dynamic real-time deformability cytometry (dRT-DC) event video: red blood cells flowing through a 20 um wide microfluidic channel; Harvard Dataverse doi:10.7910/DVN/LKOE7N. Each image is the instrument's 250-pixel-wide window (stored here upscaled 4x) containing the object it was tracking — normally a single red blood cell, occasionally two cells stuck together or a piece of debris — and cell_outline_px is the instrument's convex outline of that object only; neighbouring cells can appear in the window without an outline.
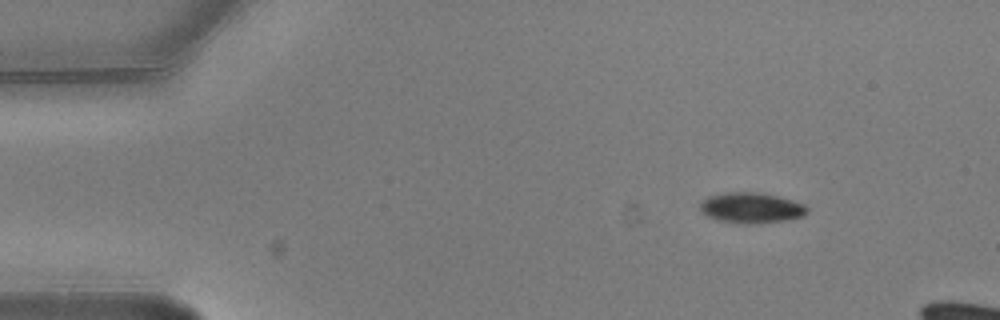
{"species": "common noctule bat (a hibernating species)", "species_latin": "Nyctalus noctula", "temperature_condition": "warm", "stored_images_in_passage": 12, "camera_frame_rate_fps": 3000, "um_per_image_px": 0.085, "animal": {"sex": "male", "body_mass_g": 20.5, "forearm_length_mm": 52.5}, "frame": {"image": 1, "passage_image": 1, "time_ms": 0.0, "image_size_px": [1000, 320], "cell_outline_px": [[808, 212], [804, 216], [784, 220], [752, 224], [748, 224], [716, 220], [700, 212], [700, 204], [708, 196], [724, 192], [760, 192], [780, 196], [804, 204], [808, 208]], "centroid_in_image_um": [63.86, 17.65], "position_along_channel_um": 21.1, "area_um2": 19.19}}
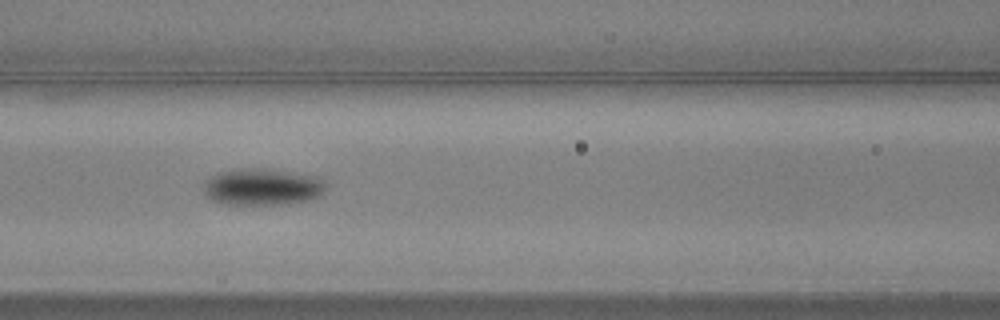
{"frame": {"image": 2, "passage_image": 5, "time_ms": 1.333, "image_size_px": [1000, 320], "cell_outline_px": [[324, 188], [320, 196], [304, 200], [280, 204], [228, 204], [216, 200], [208, 196], [204, 192], [204, 184], [216, 172], [236, 168], [268, 168], [316, 176], [324, 180]], "centroid_in_image_um": [22.29, 15.85], "position_along_channel_um": 144.3, "area_um2": 25.89}}
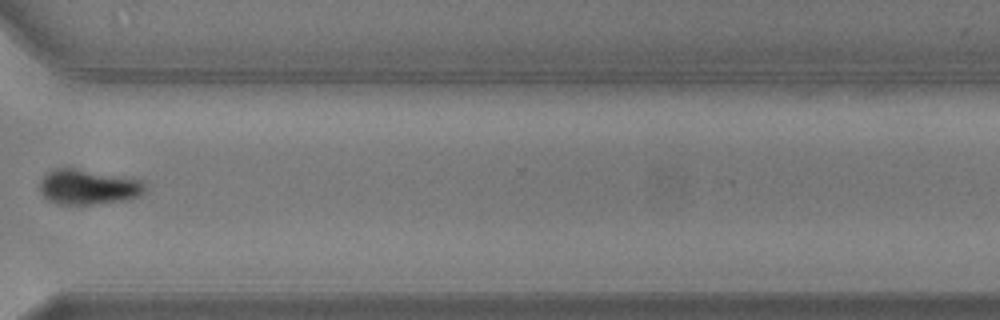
{"frame": {"image": 3, "passage_image": 10, "time_ms": 3.0, "image_size_px": [1000, 320], "cell_outline_px": [[144, 192], [140, 196], [128, 200], [96, 204], [56, 204], [48, 200], [40, 192], [40, 180], [52, 168], [76, 168], [140, 176], [144, 180]], "centroid_in_image_um": [7.59, 15.86], "position_along_channel_um": 363.0, "area_um2": 22.54}}